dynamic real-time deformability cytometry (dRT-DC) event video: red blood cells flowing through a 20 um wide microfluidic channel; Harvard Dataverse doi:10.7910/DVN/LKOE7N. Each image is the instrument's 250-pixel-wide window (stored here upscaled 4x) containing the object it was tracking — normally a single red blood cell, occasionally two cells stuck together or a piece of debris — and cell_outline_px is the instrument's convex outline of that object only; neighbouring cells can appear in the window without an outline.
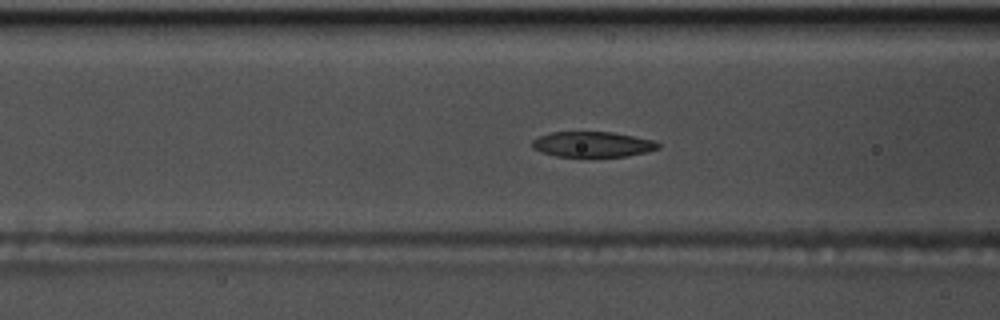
{"species": "common noctule bat (a hibernating species)", "species_latin": "Nyctalus noctula", "temperature_condition": "warm", "stored_images_in_passage": 55, "camera_frame_rate_fps": 3000, "um_per_image_px": 0.085, "animal": {"sex": "male", "body_mass_g": 17.5, "forearm_length_mm": 52.3}, "frame": {"image": 1, "passage_image": 20, "time_ms": 6.333, "image_size_px": [1000, 320], "cell_outline_px": [[660, 148], [648, 152], [624, 156], [556, 156], [540, 152], [532, 148], [532, 140], [540, 136], [552, 132], [612, 132], [656, 140], [660, 144]], "centroid_in_image_um": [50.39, 12.26], "position_along_channel_um": 116.2, "area_um2": 18.67}}
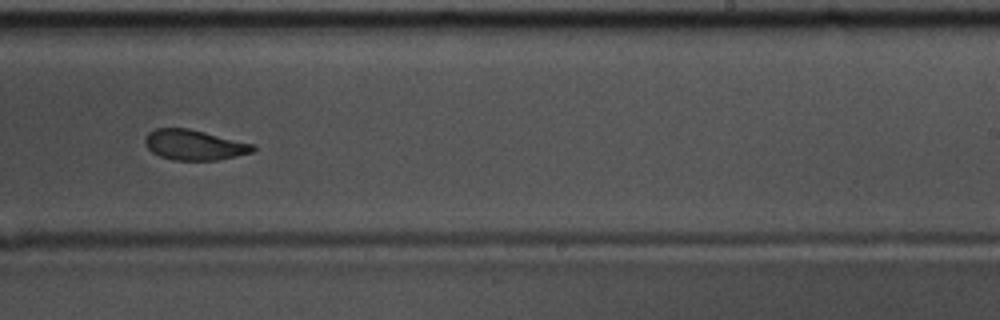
{"frame": {"image": 2, "passage_image": 33, "time_ms": 10.667, "image_size_px": [1000, 320], "cell_outline_px": [[256, 148], [252, 152], [236, 156], [216, 160], [172, 160], [160, 156], [152, 152], [144, 144], [144, 140], [148, 132], [156, 128], [188, 128], [256, 144]], "centroid_in_image_um": [16.51, 12.31], "position_along_channel_um": 272.5, "area_um2": 19.13}}
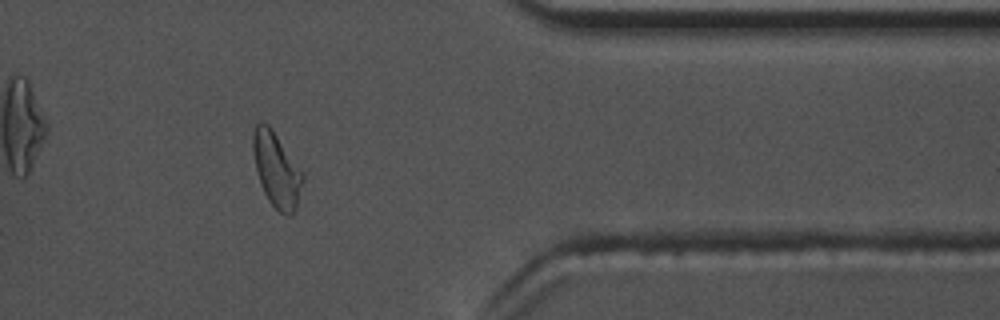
{"frame": {"image": 3, "passage_image": 44, "time_ms": 14.333, "image_size_px": [1000, 320], "cell_outline_px": [[304, 180], [296, 208], [292, 216], [288, 216], [280, 212], [268, 200], [260, 184], [256, 168], [252, 148], [252, 136], [256, 124], [260, 120], [268, 124], [272, 128], [304, 172]], "centroid_in_image_um": [23.52, 14.41], "position_along_channel_um": 387.9, "area_um2": 21.91}, "authors_computed_cell_mechanics": {"area_um2": 20.1144, "velocity_mm_per_s": 3.6143, "shape_relaxation_time_tau1_ms": 4.9868, "shape_relaxation_time_tau2_ms": 2.6518, "deformation_change_tau1": 0.163, "deformation_change_tau2": 0.0825}}